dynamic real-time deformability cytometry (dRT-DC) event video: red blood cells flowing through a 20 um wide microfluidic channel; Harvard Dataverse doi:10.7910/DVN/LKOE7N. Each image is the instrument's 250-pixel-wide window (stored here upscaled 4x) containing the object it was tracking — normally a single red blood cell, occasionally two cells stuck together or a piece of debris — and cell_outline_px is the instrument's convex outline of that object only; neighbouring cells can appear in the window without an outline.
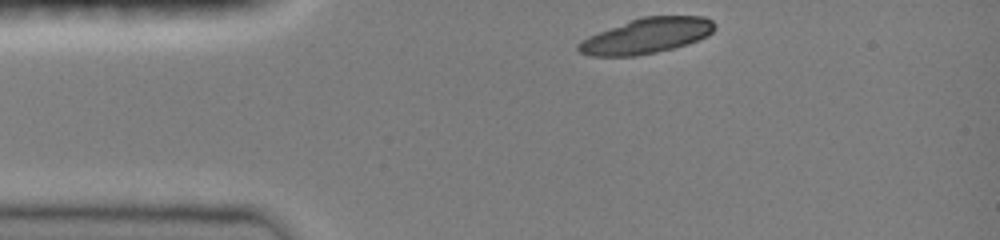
{"species": "common noctule bat (a hibernating species)", "species_latin": "Nyctalus noctula", "temperature_condition": "room temperature", "stored_images_in_passage": 27, "camera_frame_rate_fps": 3000, "um_per_image_px": 0.085, "animal": {"sex": "female", "body_mass_g": 19.0, "forearm_length_mm": 51.5}, "frame": {"image": 1, "passage_image": 1, "time_ms": 0.0, "image_size_px": [1000, 240], "cell_outline_px": [[716, 28], [708, 36], [688, 44], [656, 52], [636, 56], [588, 56], [580, 52], [576, 48], [576, 44], [580, 40], [588, 36], [640, 16], [704, 16], [712, 20], [716, 24]], "centroid_in_image_um": [54.95, 3.04], "position_along_channel_um": 30.0, "area_um2": 28.26}}